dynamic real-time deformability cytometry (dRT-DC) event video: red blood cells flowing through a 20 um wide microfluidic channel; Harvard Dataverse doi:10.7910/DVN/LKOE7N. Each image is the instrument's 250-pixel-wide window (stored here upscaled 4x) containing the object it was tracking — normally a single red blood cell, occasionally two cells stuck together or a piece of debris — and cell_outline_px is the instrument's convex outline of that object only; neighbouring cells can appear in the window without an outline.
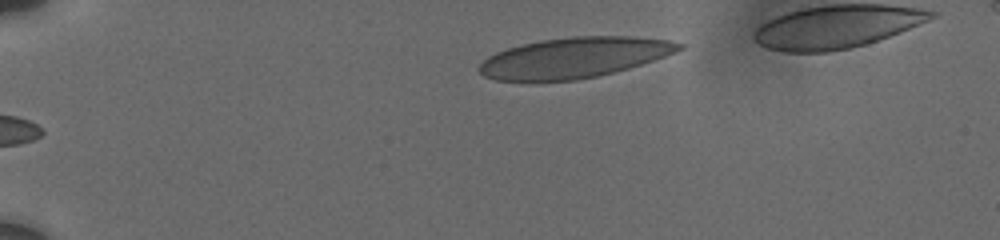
{"species": "human", "species_latin": "Homo sapiens", "temperature_condition": "cold", "stored_images_in_passage": 27, "camera_frame_rate_fps": 3000, "um_per_image_px": 0.085, "donor": {"sex": "male"}, "frame": {"image": 1, "passage_image": 1, "time_ms": 0.0, "image_size_px": [1000, 240], "cell_outline_px": [[684, 48], [676, 52], [628, 68], [596, 76], [576, 80], [536, 84], [496, 80], [484, 76], [476, 68], [488, 56], [496, 52], [508, 48], [540, 40], [572, 36], [632, 36], [668, 40], [684, 44]], "centroid_in_image_um": [48.72, 4.93], "position_along_channel_um": 36.3, "area_um2": 47.8}}
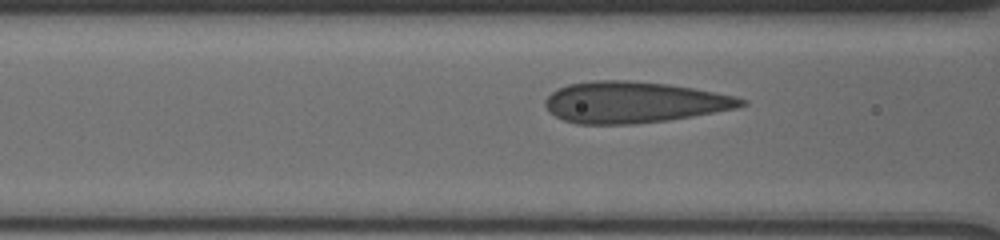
{"frame": {"image": 2, "passage_image": 17, "time_ms": 4.0, "image_size_px": [1000, 240], "cell_outline_px": [[748, 104], [736, 108], [692, 116], [668, 120], [632, 124], [576, 124], [564, 120], [548, 112], [544, 104], [544, 100], [556, 88], [568, 84], [592, 80], [628, 80], [668, 84], [716, 92], [736, 96], [748, 100]], "centroid_in_image_um": [53.86, 8.69], "position_along_channel_um": 112.7, "area_um2": 47.34}}
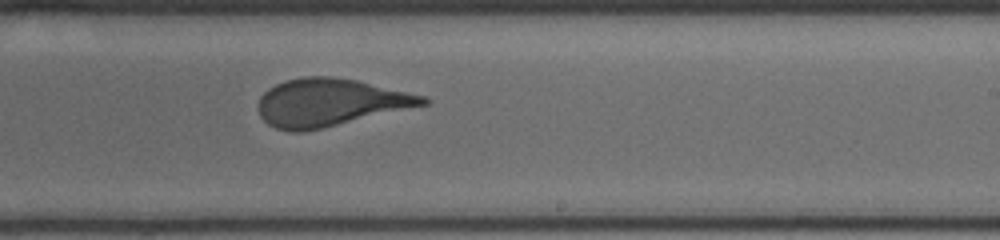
{"frame": {"image": 3, "passage_image": 27, "time_ms": 8.0, "image_size_px": [1000, 240], "cell_outline_px": [[432, 100], [428, 104], [304, 132], [288, 132], [276, 128], [268, 124], [260, 116], [256, 108], [260, 96], [268, 88], [276, 84], [288, 80], [304, 76], [332, 76], [356, 80], [428, 96]], "centroid_in_image_um": [28.04, 8.71], "position_along_channel_um": 261.0, "area_um2": 45.78}}